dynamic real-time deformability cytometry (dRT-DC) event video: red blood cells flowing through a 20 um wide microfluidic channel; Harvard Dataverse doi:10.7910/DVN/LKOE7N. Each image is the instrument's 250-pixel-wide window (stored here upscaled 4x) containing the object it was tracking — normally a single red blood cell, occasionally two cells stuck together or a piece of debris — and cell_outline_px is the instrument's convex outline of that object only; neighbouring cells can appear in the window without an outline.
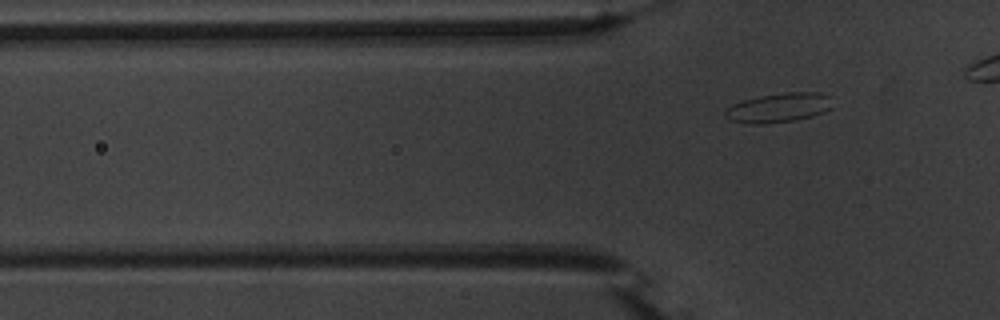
{"species": "common noctule bat (a hibernating species)", "species_latin": "Nyctalus noctula", "temperature_condition": "warm", "stored_images_in_passage": 5, "camera_frame_rate_fps": 3000, "um_per_image_px": 0.085, "animal": {"sex": "male", "body_mass_g": 20.1, "forearm_length_mm": 53.5}, "frame": {"image": 1, "passage_image": 5, "time_ms": 1.333, "image_size_px": [1000, 320], "cell_outline_px": [[832, 108], [824, 112], [812, 116], [796, 120], [760, 124], [756, 124], [728, 120], [724, 116], [724, 112], [732, 104], [744, 100], [760, 96], [788, 92], [820, 92], [832, 96]], "centroid_in_image_um": [66.24, 9.15], "position_along_channel_um": 59.6, "area_um2": 18.44}}